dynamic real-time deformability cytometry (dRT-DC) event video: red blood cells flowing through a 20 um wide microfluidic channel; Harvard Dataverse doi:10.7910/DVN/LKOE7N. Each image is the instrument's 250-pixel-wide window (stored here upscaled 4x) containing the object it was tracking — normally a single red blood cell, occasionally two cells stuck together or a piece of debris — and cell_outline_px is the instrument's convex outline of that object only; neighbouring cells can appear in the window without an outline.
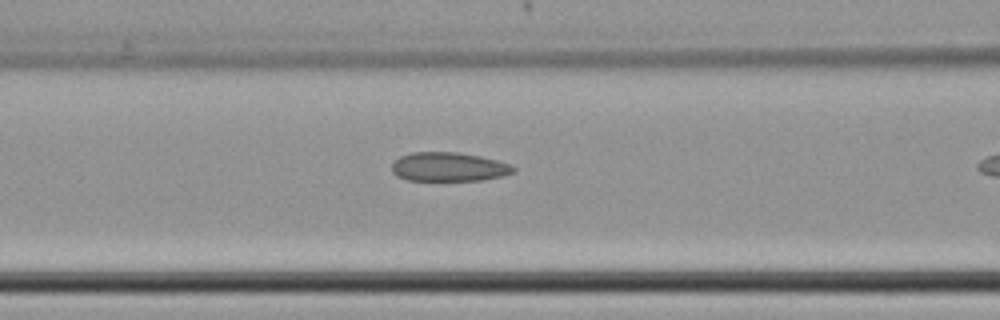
{"species": "common noctule bat (a hibernating species)", "species_latin": "Nyctalus noctula", "temperature_condition": "cold", "stored_images_in_passage": 6, "camera_frame_rate_fps": 3000, "um_per_image_px": 0.085, "animal": {"sex": "female", "body_mass_g": 22.7, "forearm_length_mm": 54.2}, "frame": {"image": 1, "passage_image": 5, "time_ms": 1.333, "image_size_px": [1000, 320], "cell_outline_px": [[516, 172], [504, 176], [484, 180], [408, 180], [396, 176], [392, 172], [392, 164], [400, 156], [412, 152], [456, 152], [480, 156], [512, 164], [516, 168]], "centroid_in_image_um": [38.18, 14.19], "position_along_channel_um": 128.4, "area_um2": 20.69}}